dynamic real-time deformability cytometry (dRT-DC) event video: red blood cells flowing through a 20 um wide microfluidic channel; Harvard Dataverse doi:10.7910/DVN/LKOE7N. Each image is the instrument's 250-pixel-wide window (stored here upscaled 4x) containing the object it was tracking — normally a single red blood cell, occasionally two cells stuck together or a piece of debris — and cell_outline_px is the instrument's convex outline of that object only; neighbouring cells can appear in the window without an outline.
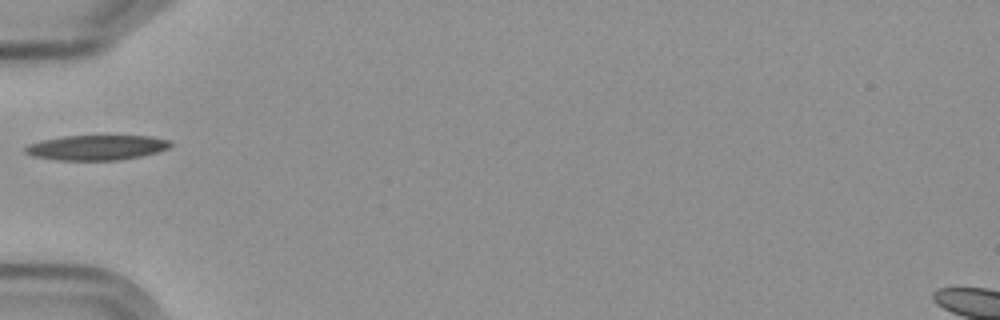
{"species": "Egyptian fruit bat (a non-hibernating species)", "species_latin": "Rousettus aegyptiacus", "temperature_condition": "cold", "stored_images_in_passage": 2, "camera_frame_rate_fps": 3000, "um_per_image_px": 0.085, "frame": {"image": 1, "passage_image": 1, "time_ms": 0.0, "image_size_px": [1000, 320], "cell_outline_px": [[172, 144], [168, 148], [156, 152], [140, 156], [116, 160], [56, 160], [32, 156], [24, 152], [24, 148], [28, 144], [40, 140], [64, 136], [152, 136], [172, 140]], "centroid_in_image_um": [8.19, 12.53], "position_along_channel_um": 76.8, "area_um2": 21.21}}
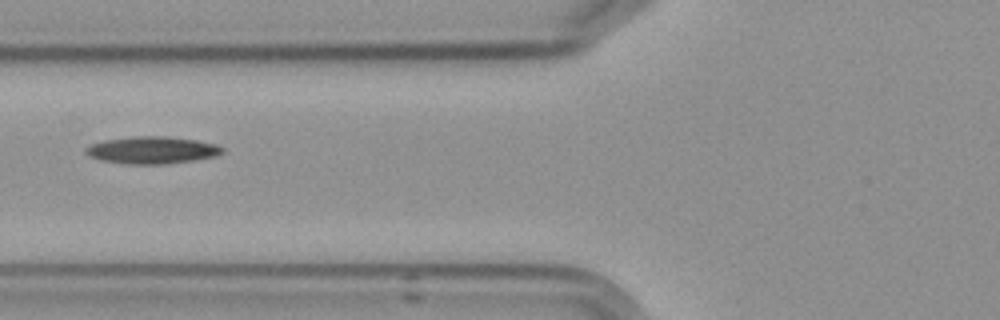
{"frame": {"image": 2, "passage_image": 2, "time_ms": 1.0, "image_size_px": [1000, 320], "cell_outline_px": [[224, 152], [216, 156], [192, 160], [164, 164], [124, 164], [100, 160], [88, 156], [84, 152], [84, 148], [92, 144], [104, 140], [132, 136], [168, 136], [196, 140], [216, 144], [224, 148]], "centroid_in_image_um": [12.9, 12.76], "position_along_channel_um": 112.9, "area_um2": 21.79}}